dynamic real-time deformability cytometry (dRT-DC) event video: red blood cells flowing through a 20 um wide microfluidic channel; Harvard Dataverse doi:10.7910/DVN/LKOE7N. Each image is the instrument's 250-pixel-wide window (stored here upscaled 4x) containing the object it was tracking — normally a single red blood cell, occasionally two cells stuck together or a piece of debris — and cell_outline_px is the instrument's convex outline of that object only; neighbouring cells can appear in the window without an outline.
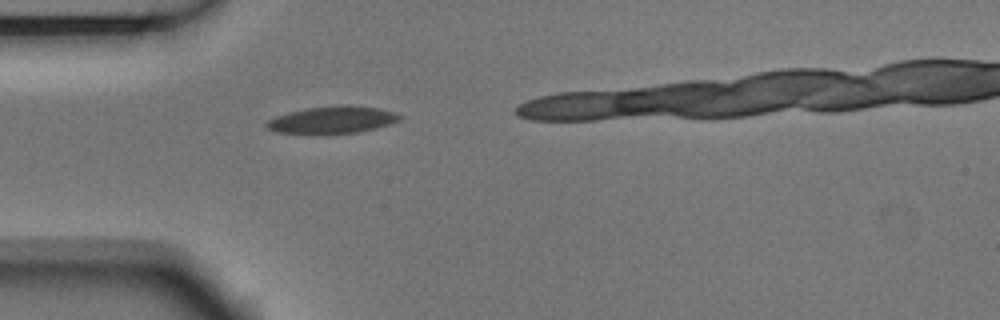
{"species": "Egyptian fruit bat (a non-hibernating species)", "species_latin": "Rousettus aegyptiacus", "temperature_condition": "room temperature", "stored_images_in_passage": 1, "camera_frame_rate_fps": 3000, "um_per_image_px": 0.085, "animal": {"sex": "male"}, "frame": {"image": 1, "passage_image": 1, "time_ms": 0.0, "image_size_px": [1000, 320], "cell_outline_px": [[400, 120], [376, 128], [356, 132], [316, 136], [272, 132], [264, 128], [264, 124], [268, 120], [276, 116], [288, 112], [304, 108], [376, 108], [392, 112], [400, 116]], "centroid_in_image_um": [28.04, 10.28], "position_along_channel_um": 57.0, "area_um2": 20.69}}